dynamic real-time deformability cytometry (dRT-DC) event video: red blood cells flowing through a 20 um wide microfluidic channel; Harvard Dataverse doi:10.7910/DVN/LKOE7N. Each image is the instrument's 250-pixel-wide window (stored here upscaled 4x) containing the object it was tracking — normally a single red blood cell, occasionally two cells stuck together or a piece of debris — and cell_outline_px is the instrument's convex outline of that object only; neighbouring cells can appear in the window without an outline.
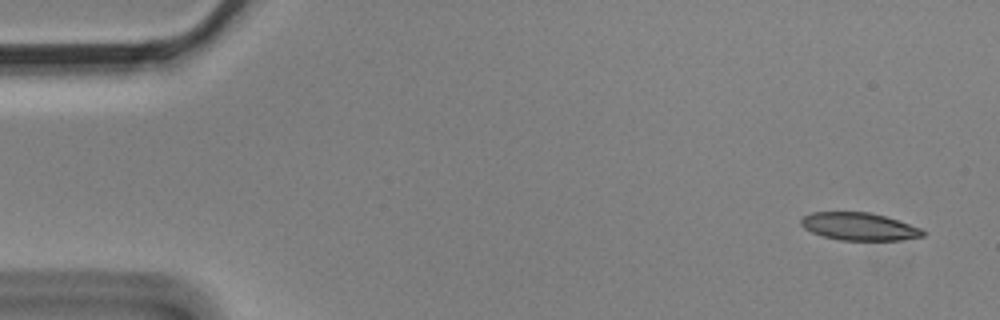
{"species": "Egyptian fruit bat (a non-hibernating species)", "species_latin": "Rousettus aegyptiacus", "temperature_condition": "cold", "stored_images_in_passage": 14, "camera_frame_rate_fps": 3000, "um_per_image_px": 0.085, "animal": {"sex": "male"}, "frame": {"image": 1, "passage_image": 1, "time_ms": 0.0, "image_size_px": [1000, 320], "cell_outline_px": [[928, 232], [924, 236], [900, 240], [840, 240], [824, 236], [812, 232], [804, 228], [800, 224], [800, 220], [804, 216], [812, 212], [868, 212], [884, 216], [920, 228]], "centroid_in_image_um": [73.02, 19.26], "position_along_channel_um": 12.0, "area_um2": 19.48}}
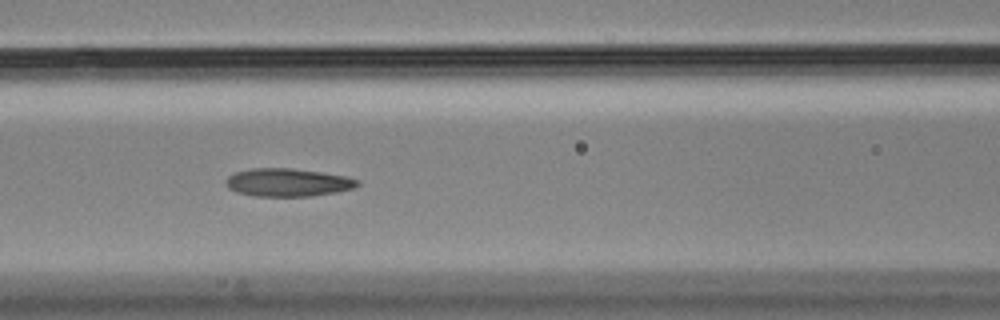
{"frame": {"image": 2, "passage_image": 6, "time_ms": 1.667, "image_size_px": [1000, 320], "cell_outline_px": [[360, 184], [352, 188], [336, 192], [312, 196], [256, 196], [236, 192], [228, 188], [224, 180], [228, 176], [236, 172], [252, 168], [292, 168], [320, 172], [344, 176], [360, 180]], "centroid_in_image_um": [24.44, 15.5], "position_along_channel_um": 142.2, "area_um2": 21.44}}
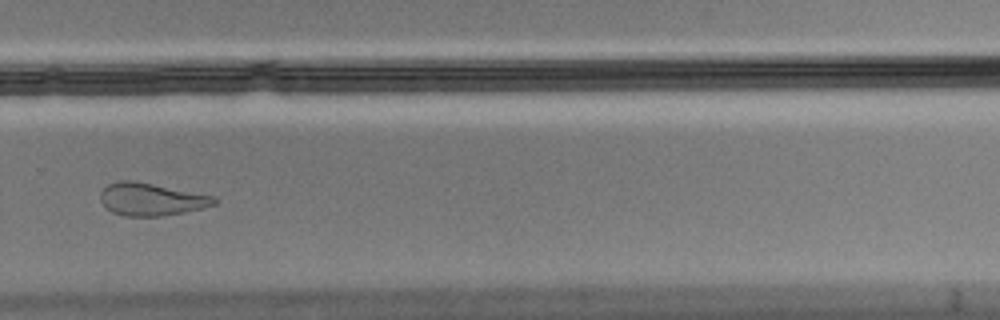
{"frame": {"image": 3, "passage_image": 10, "time_ms": 3.0, "image_size_px": [1000, 320], "cell_outline_px": [[216, 204], [204, 208], [164, 216], [124, 216], [112, 212], [100, 200], [100, 192], [108, 184], [120, 180], [136, 180], [216, 196]], "centroid_in_image_um": [12.88, 16.93], "position_along_channel_um": 316.9, "area_um2": 21.85}}